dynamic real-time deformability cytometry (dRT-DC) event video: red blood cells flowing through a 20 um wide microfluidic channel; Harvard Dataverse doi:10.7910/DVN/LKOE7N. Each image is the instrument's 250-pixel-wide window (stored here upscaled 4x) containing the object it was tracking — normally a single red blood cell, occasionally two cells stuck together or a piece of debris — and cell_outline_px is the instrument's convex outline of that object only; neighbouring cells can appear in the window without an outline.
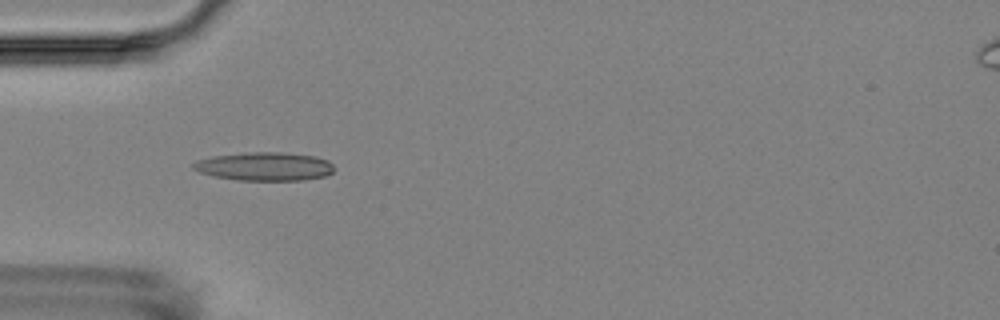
{"species": "Egyptian fruit bat (a non-hibernating species)", "species_latin": "Rousettus aegyptiacus", "temperature_condition": "room temperature", "stored_images_in_passage": 5, "camera_frame_rate_fps": 3000, "um_per_image_px": 0.085, "animal": {"sex": "female"}, "frame": {"image": 1, "passage_image": 4, "time_ms": 3.667, "image_size_px": [1000, 320], "cell_outline_px": [[332, 172], [324, 176], [304, 180], [236, 180], [212, 176], [200, 172], [192, 168], [192, 164], [196, 160], [212, 156], [252, 152], [280, 152], [316, 156], [328, 160], [332, 164]], "centroid_in_image_um": [22.46, 14.15], "position_along_channel_um": 62.5, "area_um2": 23.35}}